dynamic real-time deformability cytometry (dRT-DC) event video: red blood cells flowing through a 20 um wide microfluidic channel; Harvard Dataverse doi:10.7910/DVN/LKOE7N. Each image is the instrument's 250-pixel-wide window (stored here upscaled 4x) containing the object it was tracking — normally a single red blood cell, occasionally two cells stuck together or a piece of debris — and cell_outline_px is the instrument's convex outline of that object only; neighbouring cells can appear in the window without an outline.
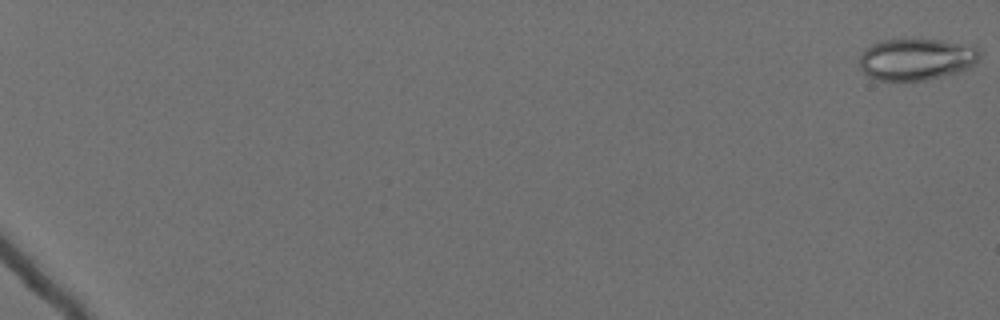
{"species": "Egyptian fruit bat (a non-hibernating species)", "species_latin": "Rousettus aegyptiacus", "temperature_condition": "cold", "stored_images_in_passage": 62, "camera_frame_rate_fps": 3000, "um_per_image_px": 0.085, "animal": {"sex": "female"}, "frame": {"image": 1, "passage_image": 1, "time_ms": 0.0, "image_size_px": [1000, 320], "cell_outline_px": [[980, 60], [976, 64], [968, 68], [956, 72], [924, 80], [876, 80], [868, 76], [860, 68], [860, 56], [864, 48], [872, 44], [884, 40], [940, 40], [980, 48]], "centroid_in_image_um": [77.88, 5.04], "position_along_channel_um": 7.1, "area_um2": 28.96}}
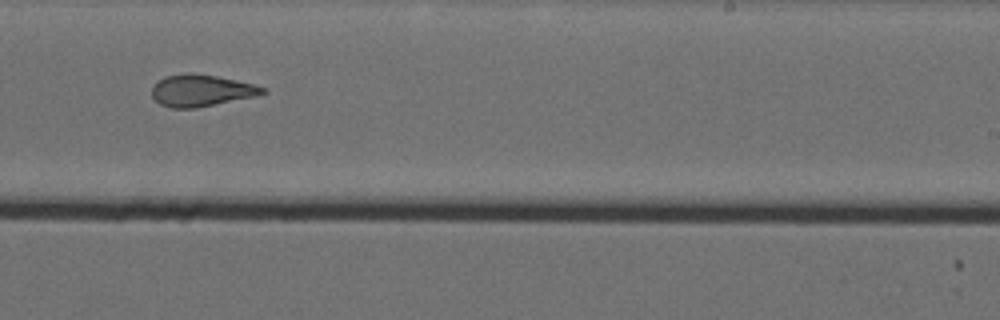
{"frame": {"image": 2, "passage_image": 43, "time_ms": 14.0, "image_size_px": [1000, 320], "cell_outline_px": [[268, 92], [256, 96], [196, 108], [172, 108], [160, 104], [152, 96], [152, 88], [164, 76], [184, 72], [192, 72], [216, 76], [236, 80], [252, 84], [264, 88]], "centroid_in_image_um": [17.09, 7.68], "position_along_channel_um": 271.9, "area_um2": 20.46}}
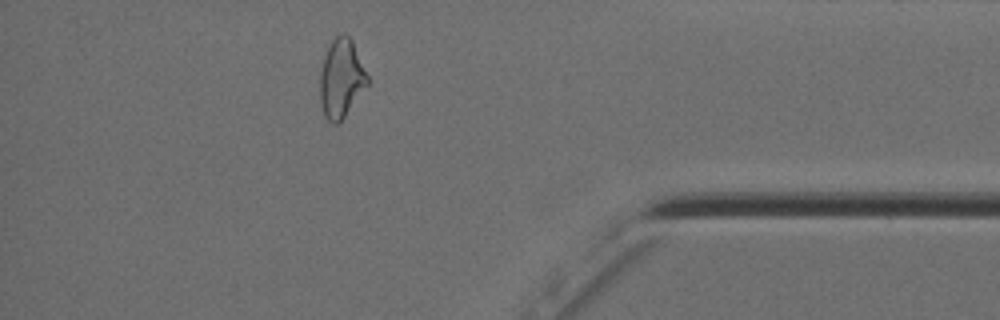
{"frame": {"image": 3, "passage_image": 56, "time_ms": 18.333, "image_size_px": [1000, 320], "cell_outline_px": [[368, 84], [344, 116], [336, 124], [332, 124], [324, 116], [320, 104], [320, 72], [324, 56], [332, 40], [340, 32], [344, 32], [352, 40], [368, 76]], "centroid_in_image_um": [28.99, 6.65], "position_along_channel_um": 406.2, "area_um2": 21.56}, "authors_computed_cell_mechanics": {"area_um2": 23.0044, "velocity_mm_per_s": 3.5734, "shape_relaxation_time_tau1_ms": null, "shape_relaxation_time_tau2_ms": 2.0993, "deformation_change_tau1": null, "deformation_change_tau2": 0.0971}}